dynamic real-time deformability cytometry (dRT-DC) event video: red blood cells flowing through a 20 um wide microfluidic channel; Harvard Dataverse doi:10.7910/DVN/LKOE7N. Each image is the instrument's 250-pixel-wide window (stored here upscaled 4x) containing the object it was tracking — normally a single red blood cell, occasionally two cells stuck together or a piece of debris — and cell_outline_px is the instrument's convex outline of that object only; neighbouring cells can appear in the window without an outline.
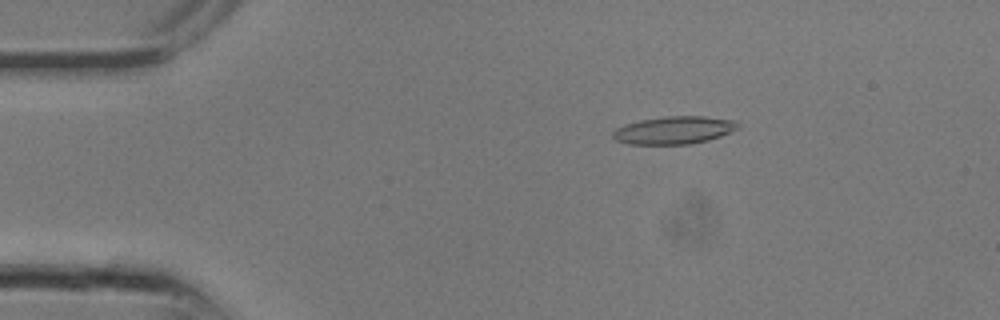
{"species": "common noctule bat (a hibernating species)", "species_latin": "Nyctalus noctula", "temperature_condition": "room temperature", "stored_images_in_passage": 10, "camera_frame_rate_fps": 3000, "um_per_image_px": 0.085, "animal": {"sex": "male", "body_mass_g": 13.3}, "frame": {"image": 1, "passage_image": 5, "time_ms": 1.333, "image_size_px": [1000, 320], "cell_outline_px": [[740, 128], [720, 136], [708, 140], [688, 144], [628, 144], [616, 140], [612, 136], [612, 132], [616, 128], [624, 124], [640, 120], [664, 116], [704, 116], [736, 120], [740, 124]], "centroid_in_image_um": [57.3, 11.05], "position_along_channel_um": 27.7, "area_um2": 20.35}}
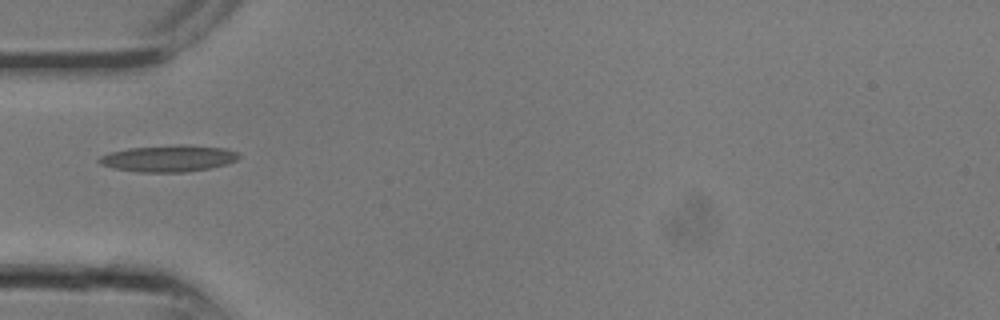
{"frame": {"image": 2, "passage_image": 9, "time_ms": 2.667, "image_size_px": [1000, 320], "cell_outline_px": [[240, 156], [236, 160], [224, 164], [208, 168], [184, 172], [140, 172], [112, 168], [100, 164], [96, 160], [100, 156], [108, 152], [128, 148], [176, 144], [188, 144], [224, 148], [236, 152]], "centroid_in_image_um": [14.26, 13.45], "position_along_channel_um": 70.7, "area_um2": 21.73}}